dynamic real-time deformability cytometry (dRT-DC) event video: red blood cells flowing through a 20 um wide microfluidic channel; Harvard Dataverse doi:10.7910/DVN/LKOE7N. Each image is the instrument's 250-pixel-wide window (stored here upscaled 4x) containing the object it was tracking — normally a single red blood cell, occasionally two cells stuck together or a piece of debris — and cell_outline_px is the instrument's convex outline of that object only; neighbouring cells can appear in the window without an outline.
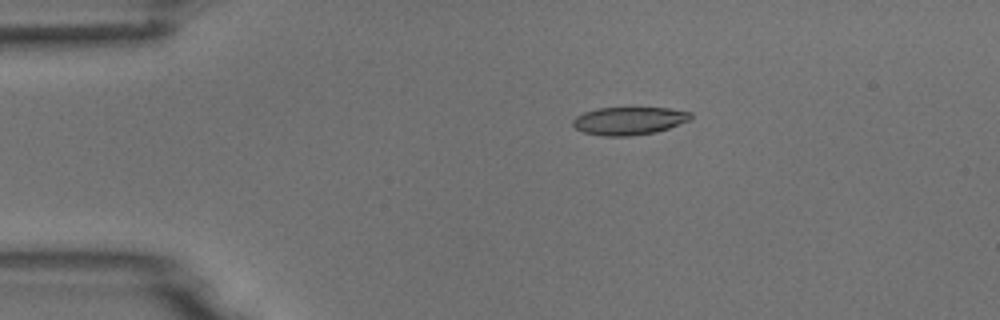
{"species": "common noctule bat (a hibernating species)", "species_latin": "Nyctalus noctula", "temperature_condition": "room temperature", "stored_images_in_passage": 4, "camera_frame_rate_fps": 3000, "um_per_image_px": 0.085, "animal": {"sex": "male", "body_mass_g": 18.8}, "frame": {"image": 1, "passage_image": 1, "time_ms": 0.0, "image_size_px": [1000, 320], "cell_outline_px": [[692, 120], [656, 132], [632, 136], [600, 136], [584, 132], [576, 128], [572, 124], [572, 120], [576, 116], [584, 112], [596, 108], [668, 108], [692, 112]], "centroid_in_image_um": [53.48, 10.27], "position_along_channel_um": 31.5, "area_um2": 19.31}}